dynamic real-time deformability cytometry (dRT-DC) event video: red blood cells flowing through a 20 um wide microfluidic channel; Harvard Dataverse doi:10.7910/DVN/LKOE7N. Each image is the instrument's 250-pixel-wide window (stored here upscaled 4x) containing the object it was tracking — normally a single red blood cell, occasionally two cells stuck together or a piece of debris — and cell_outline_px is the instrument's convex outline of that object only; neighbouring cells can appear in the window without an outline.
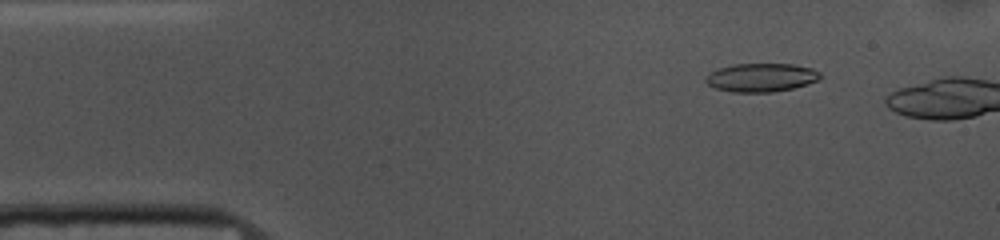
{"species": "common noctule bat (a hibernating species)", "species_latin": "Nyctalus noctula", "temperature_condition": "cold", "stored_images_in_passage": 7, "camera_frame_rate_fps": 3000, "um_per_image_px": 0.085, "animal": {"sex": "female", "body_mass_g": 10.0, "forearm_length_mm": 53.1}, "frame": {"image": 1, "passage_image": 5, "time_ms": 1.333, "image_size_px": [1000, 240], "cell_outline_px": [[824, 76], [820, 80], [808, 84], [792, 88], [772, 92], [732, 92], [716, 88], [708, 84], [704, 80], [712, 72], [720, 68], [732, 64], [792, 64], [812, 68], [820, 72]], "centroid_in_image_um": [64.77, 6.59], "position_along_channel_um": 20.2, "area_um2": 19.02}}